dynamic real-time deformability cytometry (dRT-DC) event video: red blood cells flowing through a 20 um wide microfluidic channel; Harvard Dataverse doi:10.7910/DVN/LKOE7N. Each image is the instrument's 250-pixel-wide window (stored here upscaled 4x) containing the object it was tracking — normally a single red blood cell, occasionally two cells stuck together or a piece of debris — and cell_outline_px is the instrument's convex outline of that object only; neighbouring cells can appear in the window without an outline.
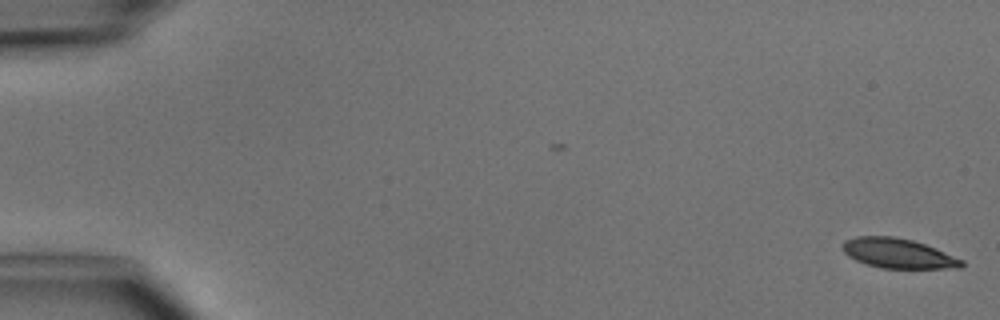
{"species": "common noctule bat (a hibernating species)", "species_latin": "Nyctalus noctula", "temperature_condition": "cold", "stored_images_in_passage": 6, "camera_frame_rate_fps": 3000, "um_per_image_px": 0.085, "animal": {"sex": "male", "body_mass_g": 15.6}, "frame": {"image": 1, "passage_image": 1, "time_ms": 0.0, "image_size_px": [1000, 320], "cell_outline_px": [[964, 264], [960, 268], [880, 268], [856, 260], [848, 256], [844, 252], [844, 240], [856, 236], [892, 236], [912, 240], [936, 248], [964, 260]], "centroid_in_image_um": [76.36, 21.53], "position_along_channel_um": 8.6, "area_um2": 20.52}}
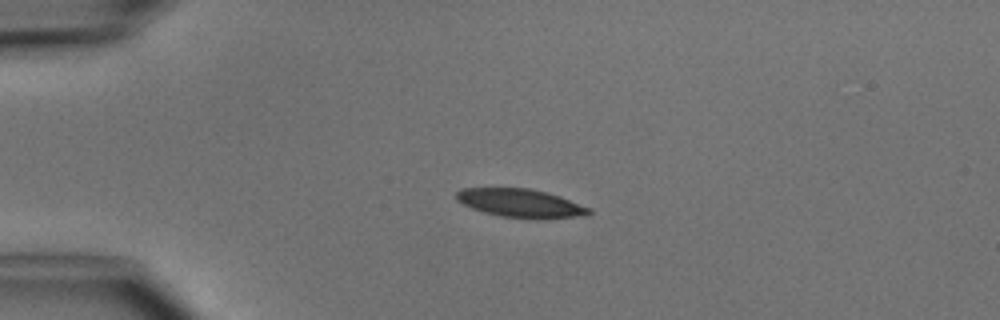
{"frame": {"image": 2, "passage_image": 4, "time_ms": 3.667, "image_size_px": [1000, 320], "cell_outline_px": [[592, 212], [588, 216], [536, 220], [500, 216], [484, 212], [472, 208], [456, 200], [456, 192], [464, 188], [528, 188], [560, 196], [592, 208]], "centroid_in_image_um": [44.32, 17.29], "position_along_channel_um": 40.7, "area_um2": 22.31}}